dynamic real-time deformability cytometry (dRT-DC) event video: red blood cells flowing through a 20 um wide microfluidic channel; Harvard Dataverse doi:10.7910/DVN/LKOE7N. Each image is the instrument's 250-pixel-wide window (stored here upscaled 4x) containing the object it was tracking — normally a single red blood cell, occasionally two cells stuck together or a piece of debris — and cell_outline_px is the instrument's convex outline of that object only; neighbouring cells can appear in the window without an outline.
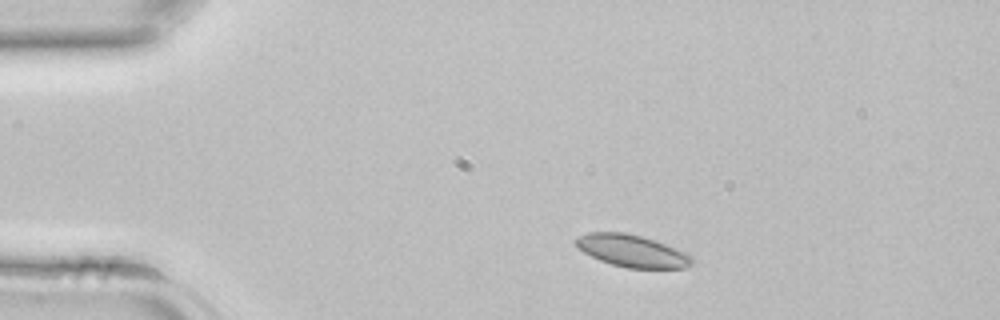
{"species": "common noctule bat (a hibernating species)", "species_latin": "Nyctalus noctula", "temperature_condition": "room temperature", "stored_images_in_passage": 35, "camera_frame_rate_fps": 3000, "um_per_image_px": 0.085, "animal": {"sex": "female", "body_mass_g": 22.7, "forearm_length_mm": 54.2}, "frame": {"image": 1, "passage_image": 1, "time_ms": 0.0, "image_size_px": [1000, 320], "cell_outline_px": [[696, 260], [692, 264], [684, 268], [628, 268], [612, 264], [600, 260], [584, 252], [572, 240], [576, 236], [588, 232], [624, 232], [656, 240], [688, 252]], "centroid_in_image_um": [53.76, 21.31], "position_along_channel_um": 31.2, "area_um2": 22.02}}